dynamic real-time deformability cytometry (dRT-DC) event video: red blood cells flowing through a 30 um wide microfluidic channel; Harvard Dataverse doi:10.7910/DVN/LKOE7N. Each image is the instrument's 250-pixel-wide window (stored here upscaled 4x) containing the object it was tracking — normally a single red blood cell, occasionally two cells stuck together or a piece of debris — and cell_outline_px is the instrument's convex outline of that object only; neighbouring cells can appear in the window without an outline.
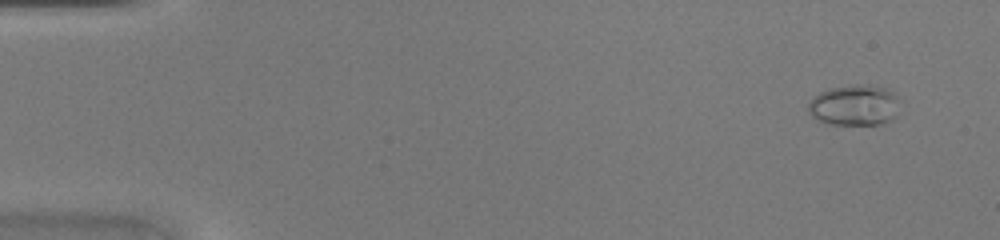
{"species": "common noctule bat (a hibernating species)", "species_latin": "Nyctalus noctula", "temperature_condition": "warm", "stored_images_in_passage": 46, "camera_frame_rate_fps": 3000, "um_per_image_px": 0.085, "animal": {"sex": "female", "body_mass_g": 20.0, "forearm_length_mm": 54.0}, "frame": {"image": 1, "passage_image": 3, "time_ms": 0.667, "image_size_px": [1000, 240], "cell_outline_px": [[896, 100], [892, 116], [888, 120], [876, 124], [824, 124], [816, 120], [808, 112], [808, 104], [820, 92], [828, 88], [856, 84], [868, 84], [888, 88], [896, 96]], "centroid_in_image_um": [72.53, 8.92], "position_along_channel_um": 12.5, "area_um2": 21.33}}
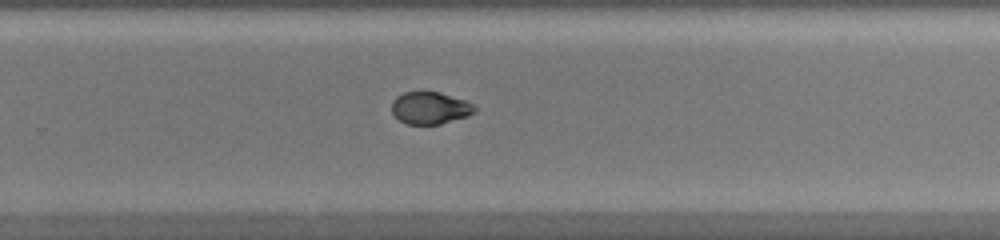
{"frame": {"image": 2, "passage_image": 31, "time_ms": 10.0, "image_size_px": [1000, 240], "cell_outline_px": [[476, 112], [468, 116], [440, 124], [408, 124], [400, 120], [392, 112], [392, 100], [396, 96], [404, 92], [440, 92], [464, 100], [472, 104], [476, 108]], "centroid_in_image_um": [36.56, 9.17], "position_along_channel_um": 293.2, "area_um2": 15.49}}
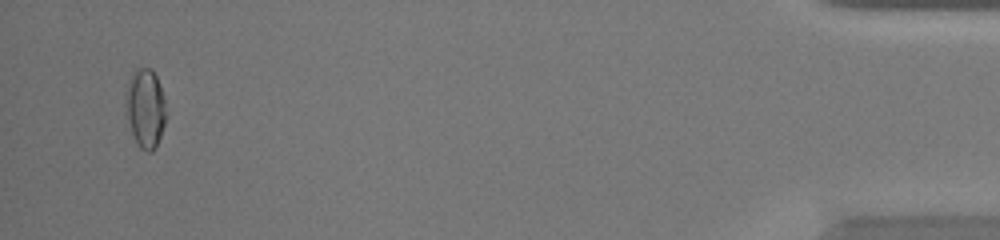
{"frame": {"image": 3, "passage_image": 45, "time_ms": 14.667, "image_size_px": [1000, 240], "cell_outline_px": [[164, 124], [156, 148], [152, 152], [148, 152], [140, 148], [132, 132], [124, 104], [124, 100], [128, 80], [132, 72], [140, 68], [152, 68], [156, 76], [164, 96]], "centroid_in_image_um": [12.33, 9.17], "position_along_channel_um": 422.9, "area_um2": 18.38}}